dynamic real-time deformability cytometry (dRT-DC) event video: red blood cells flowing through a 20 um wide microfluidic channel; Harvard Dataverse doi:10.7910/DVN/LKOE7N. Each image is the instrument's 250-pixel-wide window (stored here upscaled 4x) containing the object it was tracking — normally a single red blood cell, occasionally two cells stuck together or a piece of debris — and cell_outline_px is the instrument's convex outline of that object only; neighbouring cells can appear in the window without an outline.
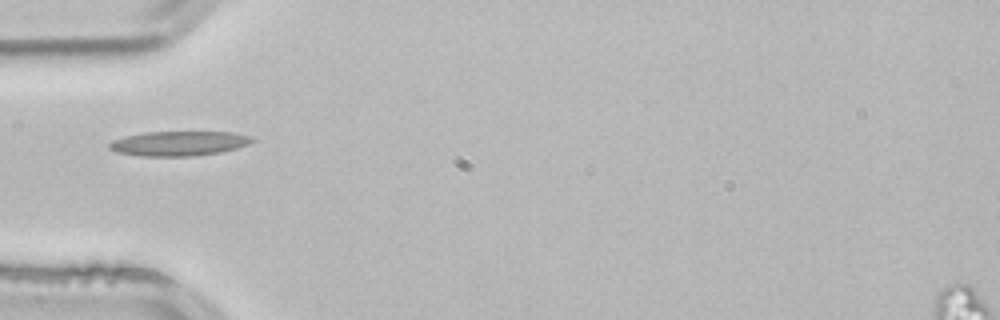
{"species": "common noctule bat (a hibernating species)", "species_latin": "Nyctalus noctula", "temperature_condition": "room temperature", "stored_images_in_passage": 2, "camera_frame_rate_fps": 3000, "um_per_image_px": 0.085, "animal": {"sex": "male", "body_mass_g": 21.5, "forearm_length_mm": 52.0}, "frame": {"image": 1, "passage_image": 2, "time_ms": 0.333, "image_size_px": [1000, 320], "cell_outline_px": [[256, 140], [248, 144], [236, 148], [220, 152], [192, 156], [140, 156], [116, 152], [108, 148], [108, 144], [112, 140], [124, 136], [144, 132], [236, 132], [252, 136]], "centroid_in_image_um": [15.2, 12.18], "position_along_channel_um": 69.8, "area_um2": 20.69}}